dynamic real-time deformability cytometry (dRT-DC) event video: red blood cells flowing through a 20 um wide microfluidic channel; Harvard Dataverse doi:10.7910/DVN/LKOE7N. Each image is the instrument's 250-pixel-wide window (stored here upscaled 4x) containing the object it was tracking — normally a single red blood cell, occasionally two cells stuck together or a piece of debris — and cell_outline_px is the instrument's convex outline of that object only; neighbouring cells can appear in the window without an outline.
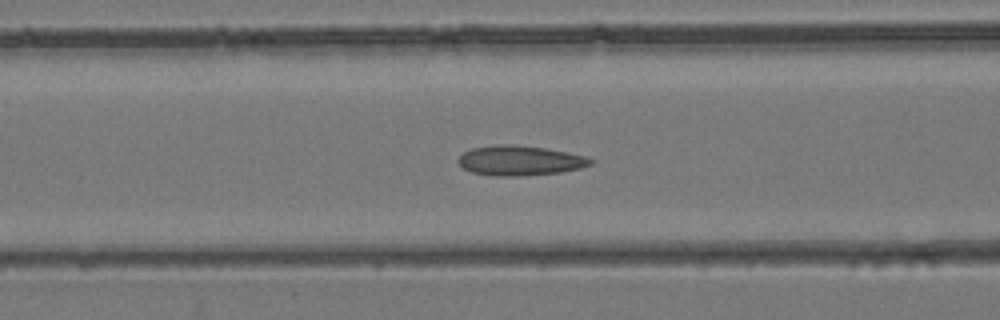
{"species": "common noctule bat (a hibernating species)", "species_latin": "Nyctalus noctula", "temperature_condition": "room temperature", "stored_images_in_passage": 42, "camera_frame_rate_fps": 3000, "um_per_image_px": 0.085, "animal": {"sex": "female", "body_mass_g": 24.6, "forearm_length_mm": 56.2}, "frame": {"image": 1, "passage_image": 17, "time_ms": 5.333, "image_size_px": [1000, 320], "cell_outline_px": [[596, 160], [592, 164], [580, 168], [560, 172], [520, 176], [496, 176], [472, 172], [464, 168], [456, 160], [464, 152], [472, 148], [500, 144], [512, 144], [544, 148], [584, 156]], "centroid_in_image_um": [44.18, 13.65], "position_along_channel_um": 122.4, "area_um2": 22.83}}
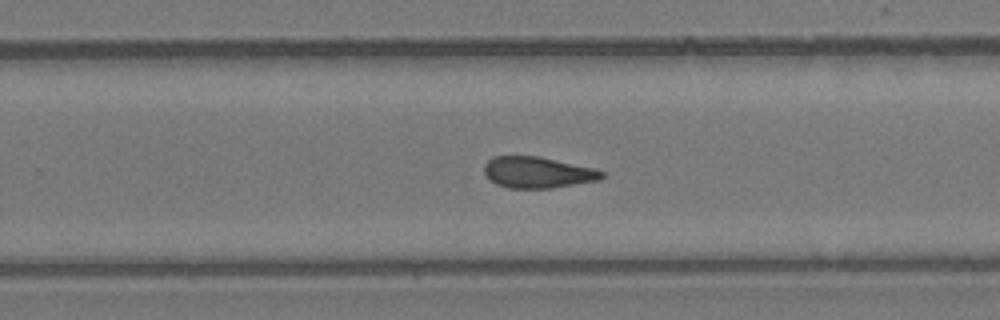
{"frame": {"image": 2, "passage_image": 27, "time_ms": 8.667, "image_size_px": [1000, 320], "cell_outline_px": [[604, 176], [600, 180], [552, 188], [508, 188], [496, 184], [484, 172], [484, 164], [492, 156], [540, 156], [596, 168], [604, 172]], "centroid_in_image_um": [45.73, 14.64], "position_along_channel_um": 284.1, "area_um2": 21.56}}
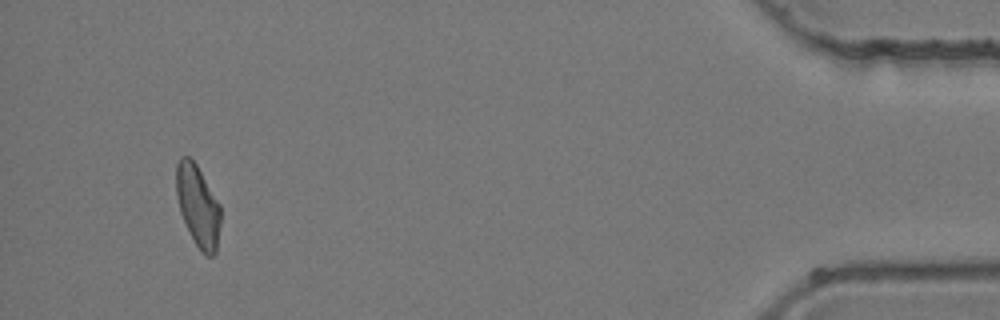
{"frame": {"image": 3, "passage_image": 40, "time_ms": 13.0, "image_size_px": [1000, 320], "cell_outline_px": [[220, 224], [216, 252], [212, 256], [204, 256], [196, 244], [180, 212], [176, 196], [176, 164], [180, 156], [188, 156], [196, 164], [220, 204]], "centroid_in_image_um": [16.82, 17.48], "position_along_channel_um": 418.4, "area_um2": 20.92}}